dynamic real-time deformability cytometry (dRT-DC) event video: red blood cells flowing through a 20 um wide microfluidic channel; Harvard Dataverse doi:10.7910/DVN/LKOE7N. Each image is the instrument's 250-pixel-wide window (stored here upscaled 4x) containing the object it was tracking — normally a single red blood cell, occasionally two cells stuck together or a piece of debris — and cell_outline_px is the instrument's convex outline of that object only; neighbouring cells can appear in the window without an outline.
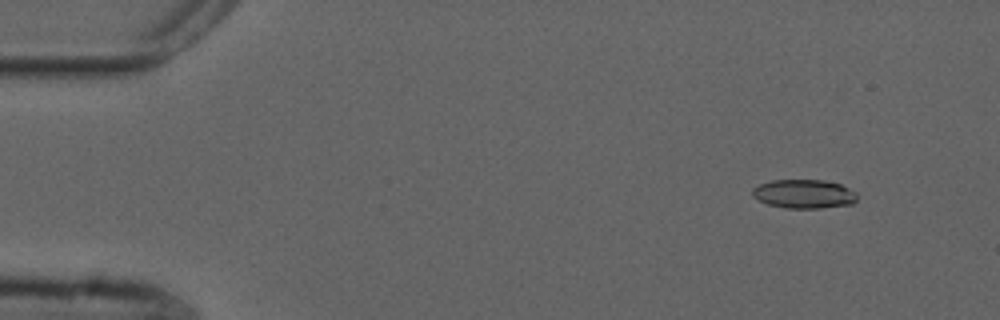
{"species": "common noctule bat (a hibernating species)", "species_latin": "Nyctalus noctula", "temperature_condition": "cold", "stored_images_in_passage": 6, "camera_frame_rate_fps": 3000, "um_per_image_px": 0.085, "animal": {"sex": "male", "forearm_length_mm": 52.5}, "frame": {"image": 1, "passage_image": 2, "time_ms": 0.333, "image_size_px": [1000, 320], "cell_outline_px": [[856, 200], [852, 204], [820, 208], [784, 208], [768, 204], [752, 196], [752, 188], [760, 184], [772, 180], [824, 180], [840, 184], [856, 192]], "centroid_in_image_um": [68.33, 16.48], "position_along_channel_um": 16.7, "area_um2": 17.57}}
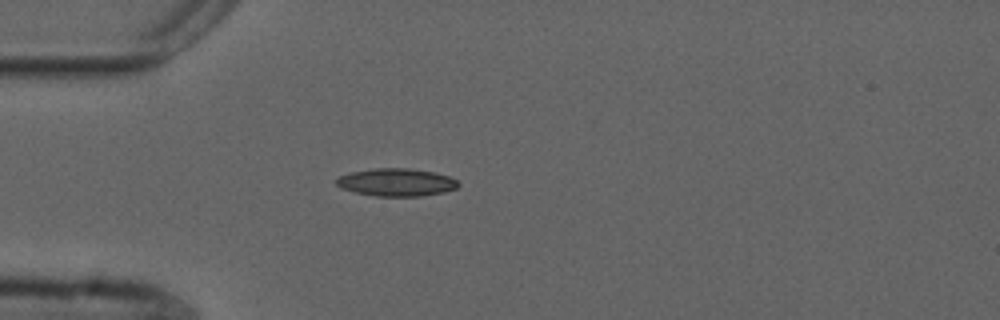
{"frame": {"image": 2, "passage_image": 5, "time_ms": 1.333, "image_size_px": [1000, 320], "cell_outline_px": [[460, 184], [456, 188], [444, 192], [420, 196], [376, 196], [356, 192], [340, 188], [336, 184], [336, 180], [340, 176], [352, 172], [372, 168], [408, 168], [432, 172], [448, 176], [456, 180]], "centroid_in_image_um": [33.68, 15.49], "position_along_channel_um": 51.3, "area_um2": 19.54}}